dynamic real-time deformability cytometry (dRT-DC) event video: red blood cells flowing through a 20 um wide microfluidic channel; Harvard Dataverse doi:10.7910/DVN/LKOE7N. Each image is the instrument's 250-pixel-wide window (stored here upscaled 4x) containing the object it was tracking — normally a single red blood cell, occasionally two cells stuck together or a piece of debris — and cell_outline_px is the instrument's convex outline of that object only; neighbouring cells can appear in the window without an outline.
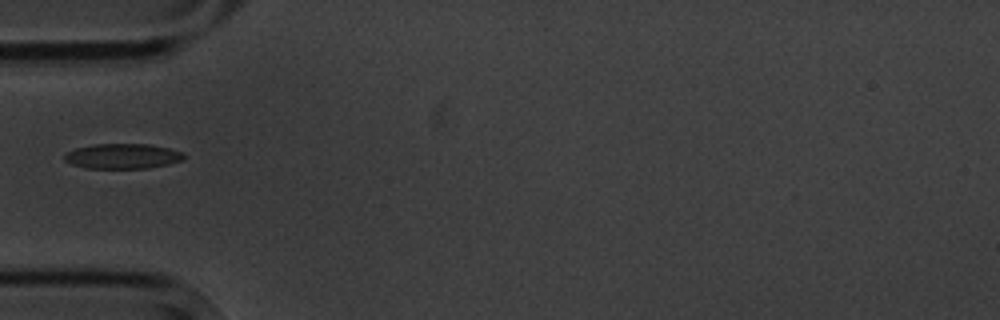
{"species": "common noctule bat (a hibernating species)", "species_latin": "Nyctalus noctula", "temperature_condition": "cold", "stored_images_in_passage": 2, "camera_frame_rate_fps": 3000, "um_per_image_px": 0.085, "animal": {"sex": "male", "body_mass_g": 20.1, "forearm_length_mm": 53.5}, "frame": {"image": 1, "passage_image": 2, "time_ms": 1.333, "image_size_px": [1000, 320], "cell_outline_px": [[184, 160], [168, 164], [148, 168], [84, 168], [72, 164], [64, 160], [64, 152], [76, 148], [92, 144], [148, 144], [168, 148], [184, 152]], "centroid_in_image_um": [10.4, 13.27], "position_along_channel_um": 74.6, "area_um2": 17.57}}